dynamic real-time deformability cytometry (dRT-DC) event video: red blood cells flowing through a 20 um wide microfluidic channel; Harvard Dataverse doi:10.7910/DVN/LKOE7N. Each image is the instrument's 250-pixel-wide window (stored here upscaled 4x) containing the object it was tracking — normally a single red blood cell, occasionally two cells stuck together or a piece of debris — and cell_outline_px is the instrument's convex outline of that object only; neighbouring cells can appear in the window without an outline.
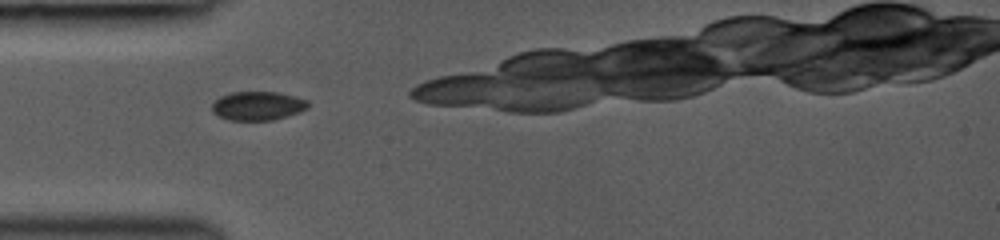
{"species": "common noctule bat (a hibernating species)", "species_latin": "Nyctalus noctula", "temperature_condition": "room temperature", "stored_images_in_passage": 7, "camera_frame_rate_fps": 3000, "um_per_image_px": 0.085, "animal": {"sex": "female", "body_mass_g": 19.0, "forearm_length_mm": 53.3}, "frame": {"image": 1, "passage_image": 2, "time_ms": 0.333, "image_size_px": [1000, 240], "cell_outline_px": [[308, 108], [300, 112], [288, 116], [272, 120], [228, 120], [212, 112], [212, 104], [220, 96], [232, 92], [276, 92], [296, 96], [308, 100]], "centroid_in_image_um": [21.93, 8.99], "position_along_channel_um": 63.1, "area_um2": 16.18}}
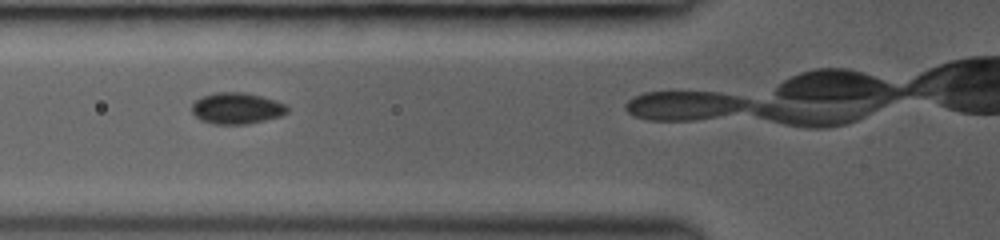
{"frame": {"image": 2, "passage_image": 5, "time_ms": 1.333, "image_size_px": [1000, 240], "cell_outline_px": [[288, 112], [280, 116], [248, 124], [212, 124], [200, 120], [192, 112], [192, 104], [196, 100], [204, 96], [216, 92], [244, 92], [276, 100], [284, 104], [288, 108]], "centroid_in_image_um": [20.11, 9.21], "position_along_channel_um": 105.7, "area_um2": 17.34}}